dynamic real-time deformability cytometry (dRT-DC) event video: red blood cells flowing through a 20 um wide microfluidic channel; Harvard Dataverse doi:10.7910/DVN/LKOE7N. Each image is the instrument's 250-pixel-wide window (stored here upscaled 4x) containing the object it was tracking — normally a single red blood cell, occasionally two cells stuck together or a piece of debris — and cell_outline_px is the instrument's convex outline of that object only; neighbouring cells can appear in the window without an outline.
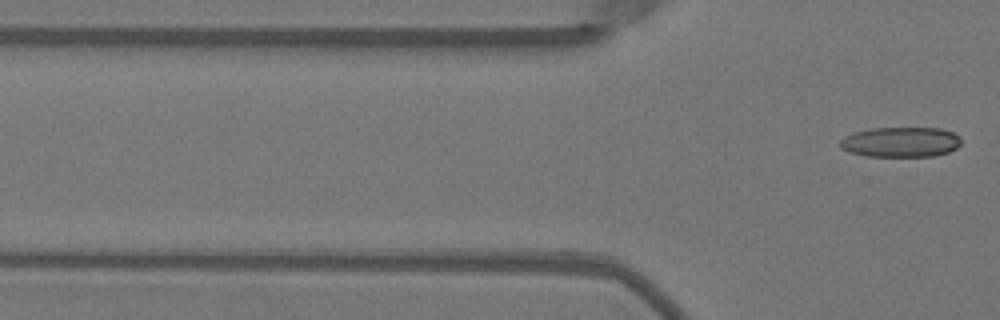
{"species": "Egyptian fruit bat (a non-hibernating species)", "species_latin": "Rousettus aegyptiacus", "temperature_condition": "warm", "stored_images_in_passage": 3, "camera_frame_rate_fps": 3000, "um_per_image_px": 0.085, "animal": {"sex": "female"}, "frame": {"image": 1, "passage_image": 3, "time_ms": 0.667, "image_size_px": [1000, 320], "cell_outline_px": [[960, 144], [956, 148], [948, 152], [936, 156], [868, 156], [848, 152], [840, 148], [840, 140], [844, 136], [856, 132], [872, 128], [940, 128], [952, 132], [960, 136]], "centroid_in_image_um": [76.56, 12.07], "position_along_channel_um": 49.2, "area_um2": 21.27}}